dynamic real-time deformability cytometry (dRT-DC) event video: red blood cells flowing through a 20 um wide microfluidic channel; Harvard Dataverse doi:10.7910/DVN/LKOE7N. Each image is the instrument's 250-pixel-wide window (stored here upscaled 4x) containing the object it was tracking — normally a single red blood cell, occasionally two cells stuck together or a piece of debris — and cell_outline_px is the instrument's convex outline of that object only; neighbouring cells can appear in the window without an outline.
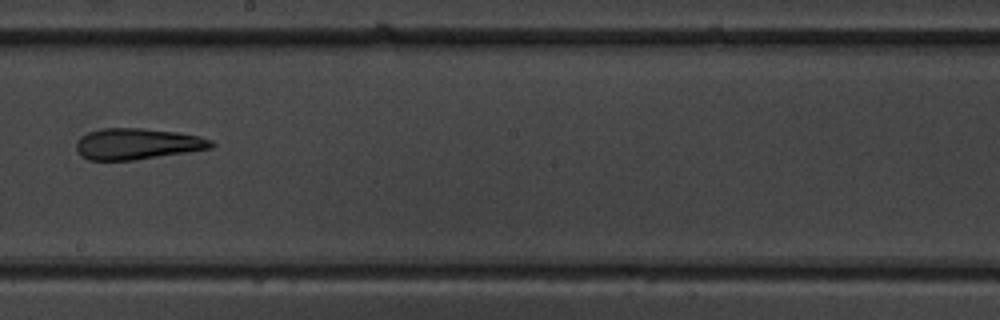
{"species": "common noctule bat (a hibernating species)", "species_latin": "Nyctalus noctula", "temperature_condition": "warm", "stored_images_in_passage": 10, "camera_frame_rate_fps": 3000, "um_per_image_px": 0.085, "animal": {"sex": "male", "body_mass_g": 19.5, "forearm_length_mm": 54.6}, "frame": {"image": 1, "passage_image": 9, "time_ms": 9.0, "image_size_px": [1000, 320], "cell_outline_px": [[216, 144], [212, 148], [188, 152], [132, 160], [88, 160], [80, 156], [76, 148], [76, 140], [80, 136], [88, 132], [100, 128], [140, 128], [176, 132], [200, 136], [212, 140]], "centroid_in_image_um": [11.65, 12.23], "position_along_channel_um": 236.6, "area_um2": 24.62}}
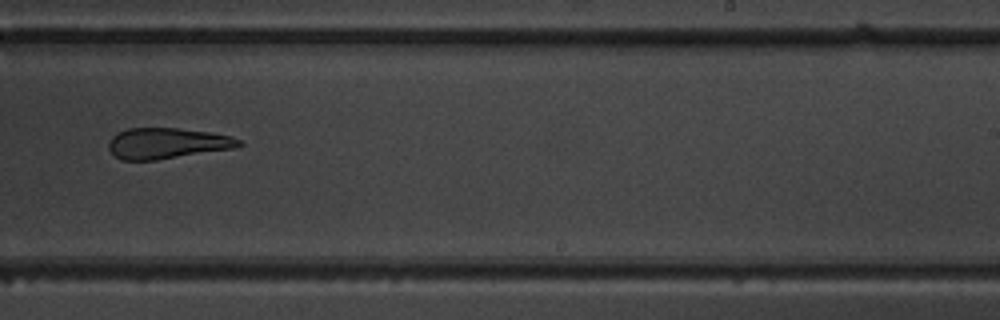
{"frame": {"image": 2, "passage_image": 10, "time_ms": 10.0, "image_size_px": [1000, 320], "cell_outline_px": [[244, 144], [236, 148], [156, 160], [120, 160], [108, 148], [108, 144], [112, 136], [116, 132], [128, 128], [176, 128], [212, 132], [232, 136], [240, 140]], "centroid_in_image_um": [14.22, 12.17], "position_along_channel_um": 274.8, "area_um2": 23.58}}